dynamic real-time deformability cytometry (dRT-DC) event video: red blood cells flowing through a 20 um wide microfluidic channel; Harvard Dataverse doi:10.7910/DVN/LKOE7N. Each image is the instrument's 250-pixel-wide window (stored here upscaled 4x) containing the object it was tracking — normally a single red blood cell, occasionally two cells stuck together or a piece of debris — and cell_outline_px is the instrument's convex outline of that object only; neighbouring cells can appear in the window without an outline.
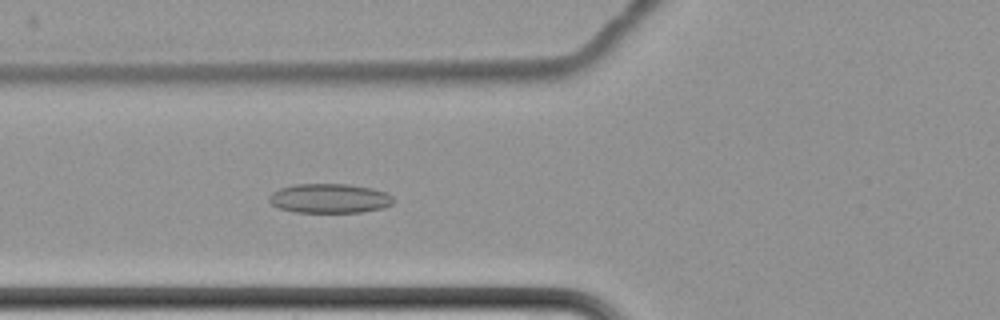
{"species": "common noctule bat (a hibernating species)", "species_latin": "Nyctalus noctula", "temperature_condition": "cold", "stored_images_in_passage": 8, "camera_frame_rate_fps": 3000, "um_per_image_px": 0.085, "animal": {"sex": "female", "body_mass_g": 22.7, "forearm_length_mm": 54.2}, "frame": {"image": 1, "passage_image": 8, "time_ms": 9.667, "image_size_px": [1000, 320], "cell_outline_px": [[396, 200], [392, 204], [384, 208], [360, 212], [296, 212], [280, 208], [272, 204], [268, 200], [268, 196], [272, 192], [280, 188], [292, 184], [348, 184], [372, 188], [388, 192]], "centroid_in_image_um": [28.04, 16.85], "position_along_channel_um": 97.8, "area_um2": 21.5}}